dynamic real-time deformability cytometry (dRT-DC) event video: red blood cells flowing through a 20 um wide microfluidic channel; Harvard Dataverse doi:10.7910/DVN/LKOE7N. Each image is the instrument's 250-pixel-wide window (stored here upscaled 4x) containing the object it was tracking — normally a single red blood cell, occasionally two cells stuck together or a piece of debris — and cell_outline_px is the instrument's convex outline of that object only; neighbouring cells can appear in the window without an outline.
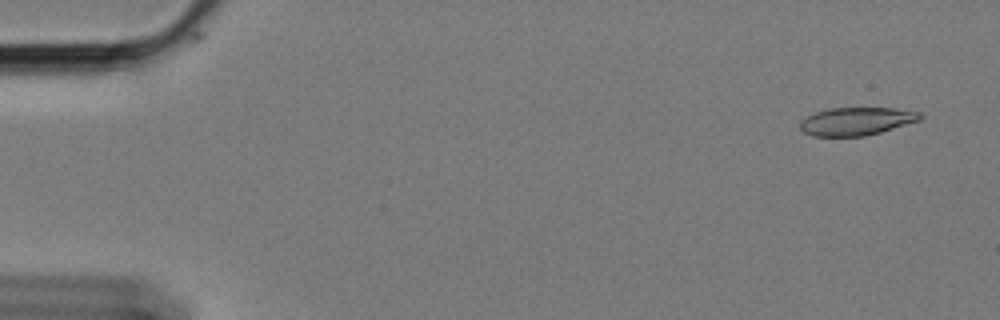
{"species": "Egyptian fruit bat (a non-hibernating species)", "species_latin": "Rousettus aegyptiacus", "temperature_condition": "cold", "stored_images_in_passage": 59, "camera_frame_rate_fps": 3000, "um_per_image_px": 0.085, "animal": {"sex": "female"}, "frame": {"image": 1, "passage_image": 3, "time_ms": 0.667, "image_size_px": [1000, 320], "cell_outline_px": [[924, 116], [920, 120], [880, 132], [864, 136], [812, 136], [804, 132], [800, 128], [800, 120], [816, 112], [828, 108], [892, 108], [920, 112]], "centroid_in_image_um": [72.79, 10.3], "position_along_channel_um": 12.2, "area_um2": 19.48}}
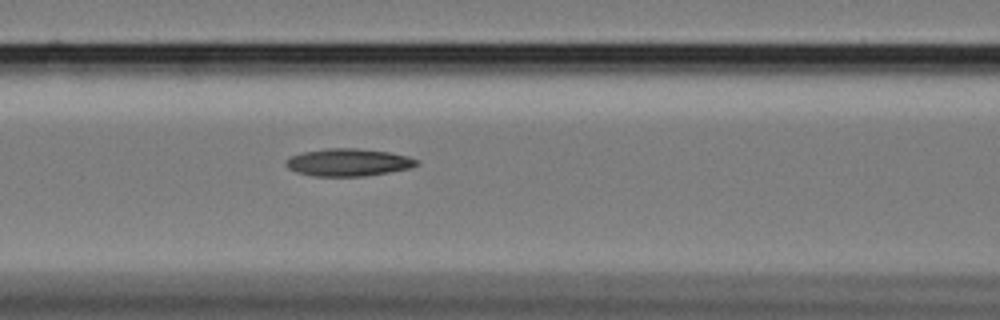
{"frame": {"image": 2, "passage_image": 25, "time_ms": 8.0, "image_size_px": [1000, 320], "cell_outline_px": [[420, 164], [412, 168], [364, 176], [312, 176], [296, 172], [288, 168], [284, 164], [284, 160], [288, 156], [304, 152], [328, 148], [356, 148], [388, 152], [408, 156], [420, 160]], "centroid_in_image_um": [29.6, 13.8], "position_along_channel_um": 137.0, "area_um2": 21.15}}
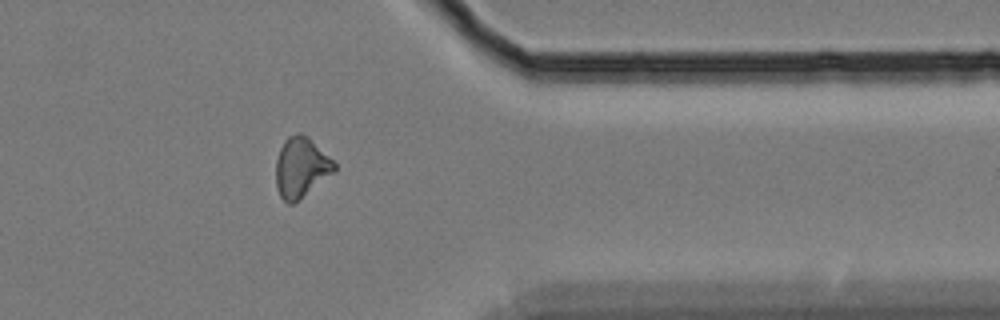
{"frame": {"image": 3, "passage_image": 48, "time_ms": 15.667, "image_size_px": [1000, 320], "cell_outline_px": [[336, 172], [292, 204], [288, 204], [280, 196], [276, 188], [276, 160], [280, 148], [284, 140], [288, 136], [300, 132], [308, 136], [336, 164]], "centroid_in_image_um": [25.59, 14.22], "position_along_channel_um": 385.8, "area_um2": 20.46}, "authors_computed_cell_mechanics": {"area_um2": 20.2878, "velocity_mm_per_s": 3.3969, "shape_relaxation_time_tau1_ms": 10.1917, "shape_relaxation_time_tau2_ms": 9.1084, "deformation_change_tau1": 0.2039, "deformation_change_tau2": 0.1827}}